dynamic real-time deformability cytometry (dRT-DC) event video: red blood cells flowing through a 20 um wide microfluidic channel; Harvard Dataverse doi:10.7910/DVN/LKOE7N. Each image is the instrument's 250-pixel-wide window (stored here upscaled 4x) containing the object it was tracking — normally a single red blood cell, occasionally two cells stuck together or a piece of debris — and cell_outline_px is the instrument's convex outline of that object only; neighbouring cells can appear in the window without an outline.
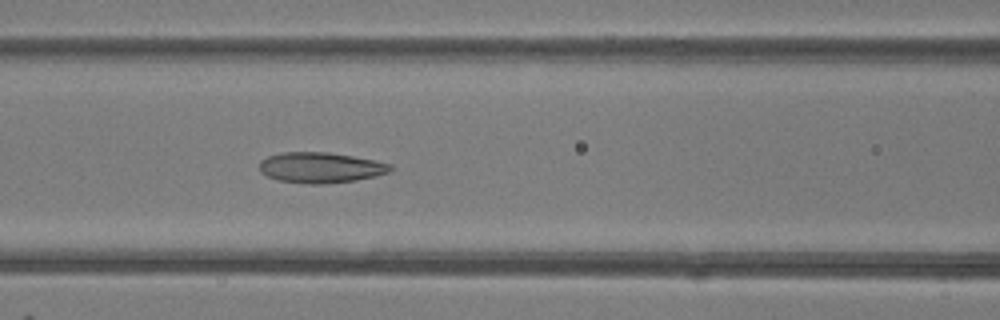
{"species": "common noctule bat (a hibernating species)", "species_latin": "Nyctalus noctula", "temperature_condition": "room temperature", "stored_images_in_passage": 22, "camera_frame_rate_fps": 3000, "um_per_image_px": 0.085, "animal": {"sex": "female"}, "frame": {"image": 1, "passage_image": 8, "time_ms": 2.333, "image_size_px": [1000, 320], "cell_outline_px": [[392, 172], [376, 176], [356, 180], [324, 184], [308, 184], [280, 180], [268, 176], [260, 172], [260, 160], [268, 156], [284, 152], [328, 152], [352, 156], [392, 164]], "centroid_in_image_um": [27.27, 14.24], "position_along_channel_um": 139.3, "area_um2": 23.29}}
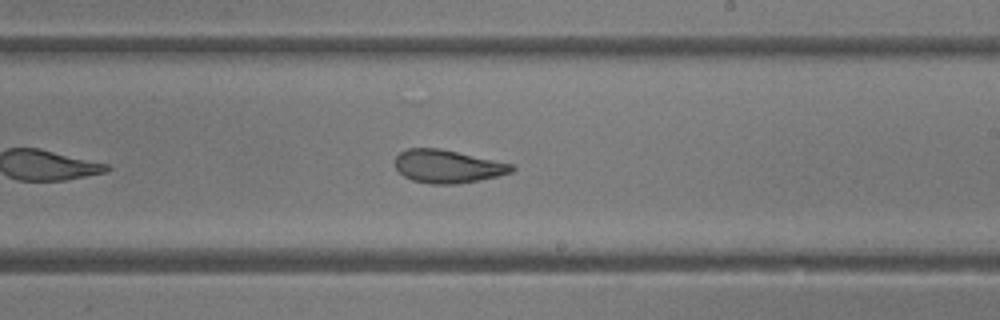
{"frame": {"image": 2, "passage_image": 16, "time_ms": 5.0, "image_size_px": [1000, 320], "cell_outline_px": [[516, 168], [512, 172], [480, 180], [456, 184], [428, 184], [412, 180], [404, 176], [396, 168], [396, 156], [400, 152], [408, 148], [440, 148], [512, 164]], "centroid_in_image_um": [38.04, 14.14], "position_along_channel_um": 251.0, "area_um2": 22.37}}
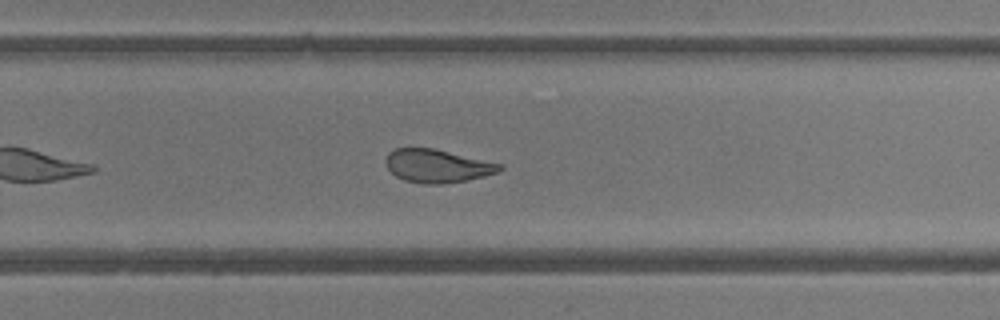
{"frame": {"image": 3, "passage_image": 19, "time_ms": 6.0, "image_size_px": [1000, 320], "cell_outline_px": [[504, 168], [496, 172], [484, 176], [468, 180], [440, 184], [424, 184], [404, 180], [396, 176], [388, 168], [384, 160], [388, 152], [396, 148], [432, 148], [500, 164]], "centroid_in_image_um": [37.11, 14.11], "position_along_channel_um": 292.7, "area_um2": 21.73}}